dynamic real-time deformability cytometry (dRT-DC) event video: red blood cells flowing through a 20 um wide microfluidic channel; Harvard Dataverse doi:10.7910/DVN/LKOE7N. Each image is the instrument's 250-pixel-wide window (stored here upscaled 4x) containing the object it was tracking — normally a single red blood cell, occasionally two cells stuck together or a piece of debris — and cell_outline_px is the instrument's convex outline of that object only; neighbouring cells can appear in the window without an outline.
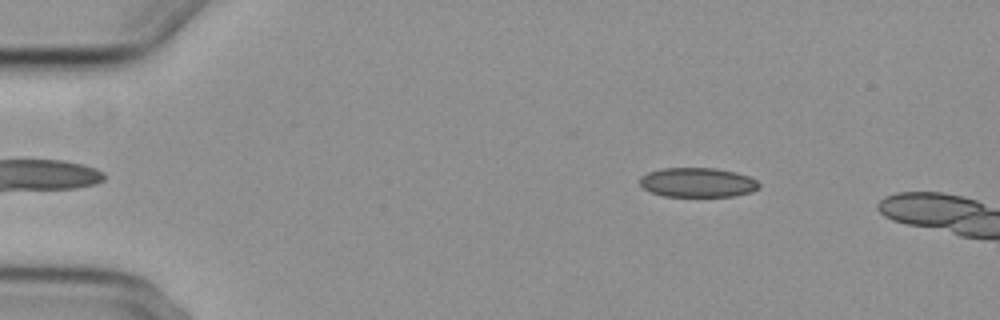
{"species": "common noctule bat (a hibernating species)", "species_latin": "Nyctalus noctula", "temperature_condition": "cold", "stored_images_in_passage": 7, "camera_frame_rate_fps": 3000, "um_per_image_px": 0.085, "animal": {"sex": "female", "body_mass_g": 29.2, "forearm_length_mm": 56.3}, "frame": {"image": 1, "passage_image": 3, "time_ms": 0.667, "image_size_px": [1000, 320], "cell_outline_px": [[760, 188], [752, 192], [736, 196], [664, 196], [652, 192], [644, 188], [640, 184], [640, 176], [648, 172], [664, 168], [716, 168], [736, 172], [748, 176], [756, 180], [760, 184]], "centroid_in_image_um": [59.33, 15.51], "position_along_channel_um": 25.7, "area_um2": 20.52}}